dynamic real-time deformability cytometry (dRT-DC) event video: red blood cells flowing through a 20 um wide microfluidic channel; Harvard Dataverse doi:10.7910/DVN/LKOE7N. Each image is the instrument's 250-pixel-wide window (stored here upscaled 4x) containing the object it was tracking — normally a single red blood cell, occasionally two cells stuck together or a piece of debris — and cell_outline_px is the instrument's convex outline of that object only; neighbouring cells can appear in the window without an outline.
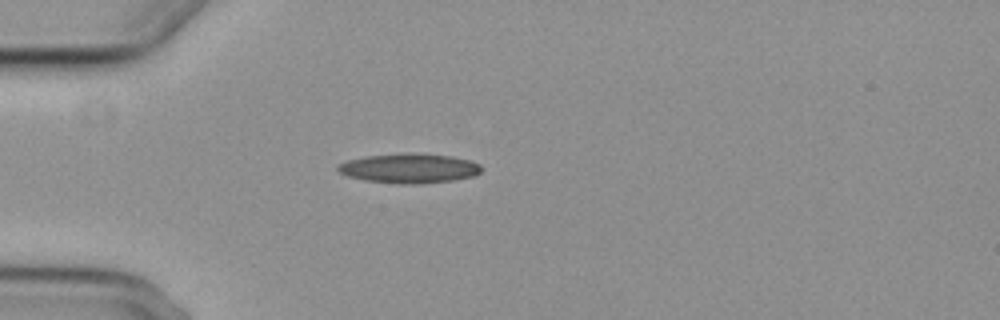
{"species": "common noctule bat (a hibernating species)", "species_latin": "Nyctalus noctula", "temperature_condition": "cold", "stored_images_in_passage": 4, "camera_frame_rate_fps": 3000, "um_per_image_px": 0.085, "animal": {"sex": "female", "body_mass_g": 29.2, "forearm_length_mm": 56.3}, "frame": {"image": 1, "passage_image": 4, "time_ms": 4.0, "image_size_px": [1000, 320], "cell_outline_px": [[480, 172], [476, 176], [452, 180], [412, 184], [396, 184], [364, 180], [348, 176], [340, 172], [336, 168], [336, 164], [348, 160], [368, 156], [408, 152], [452, 156], [472, 160], [480, 164]], "centroid_in_image_um": [34.79, 14.3], "position_along_channel_um": 50.2, "area_um2": 24.85}}